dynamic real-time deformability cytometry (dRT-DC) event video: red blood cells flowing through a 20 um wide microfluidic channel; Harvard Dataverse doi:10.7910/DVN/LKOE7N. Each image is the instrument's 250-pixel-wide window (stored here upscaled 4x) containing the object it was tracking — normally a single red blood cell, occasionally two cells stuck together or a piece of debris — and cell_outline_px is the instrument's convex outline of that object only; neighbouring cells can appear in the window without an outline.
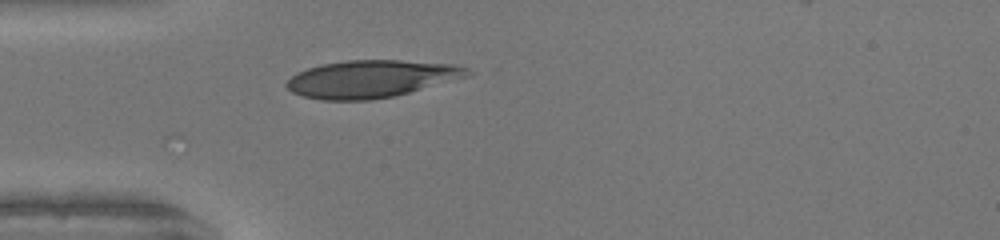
{"species": "human", "species_latin": "Homo sapiens", "temperature_condition": "warm", "stored_images_in_passage": 30, "camera_frame_rate_fps": 3000, "um_per_image_px": 0.085, "donor": {"sex": "female"}, "frame": {"image": 1, "passage_image": 1, "time_ms": 0.0, "image_size_px": [1000, 240], "cell_outline_px": [[472, 72], [468, 76], [396, 96], [372, 100], [320, 100], [304, 96], [292, 92], [284, 84], [296, 72], [320, 64], [344, 60], [400, 60], [452, 64], [468, 68]], "centroid_in_image_um": [31.53, 6.7], "position_along_channel_um": 53.5, "area_um2": 39.48}}
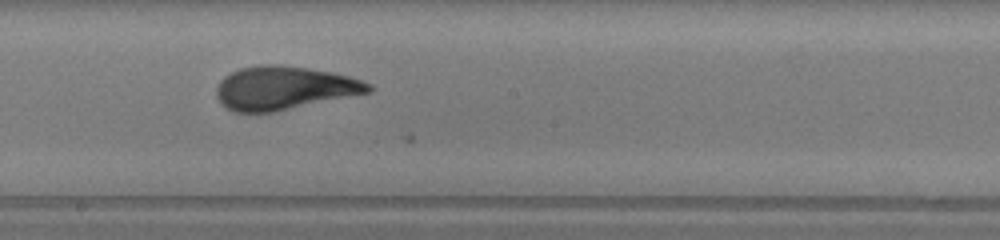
{"frame": {"image": 2, "passage_image": 14, "time_ms": 4.333, "image_size_px": [1000, 240], "cell_outline_px": [[372, 92], [272, 112], [232, 112], [216, 96], [216, 88], [220, 80], [224, 76], [240, 68], [260, 64], [280, 64], [308, 68], [332, 72], [348, 76], [372, 84]], "centroid_in_image_um": [24.15, 7.47], "position_along_channel_um": 224.1, "area_um2": 38.38}}
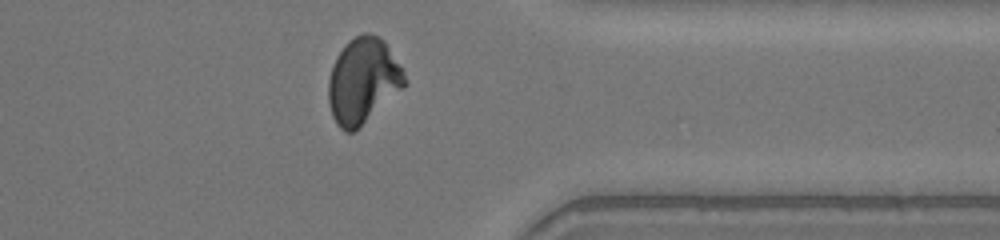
{"frame": {"image": 3, "passage_image": 26, "time_ms": 8.333, "image_size_px": [1000, 240], "cell_outline_px": [[408, 84], [404, 88], [352, 132], [344, 132], [336, 124], [332, 116], [328, 104], [328, 80], [332, 64], [336, 56], [344, 44], [348, 40], [364, 32], [368, 32], [384, 40], [408, 80]], "centroid_in_image_um": [30.83, 6.85], "position_along_channel_um": 380.6, "area_um2": 37.92}, "authors_computed_cell_mechanics": {"area_um2": 38.0035, "velocity_mm_per_s": 4.1335, "shape_relaxation_time_tau1_ms": 8.0232, "shape_relaxation_time_tau2_ms": null, "deformation_change_tau1": 0.3022, "deformation_change_tau2": null}}